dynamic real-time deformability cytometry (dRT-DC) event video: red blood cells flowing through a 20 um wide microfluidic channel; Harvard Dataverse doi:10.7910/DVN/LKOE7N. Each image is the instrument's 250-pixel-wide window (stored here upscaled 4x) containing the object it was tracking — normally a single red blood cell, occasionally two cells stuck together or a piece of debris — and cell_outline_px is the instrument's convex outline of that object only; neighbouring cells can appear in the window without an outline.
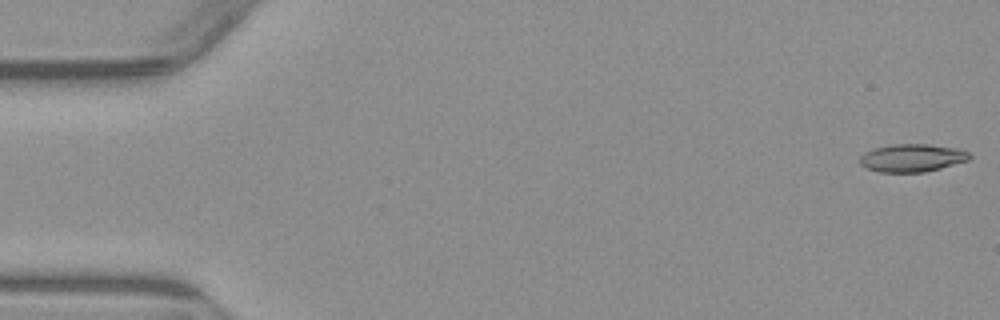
{"species": "common noctule bat (a hibernating species)", "species_latin": "Nyctalus noctula", "temperature_condition": "warm", "stored_images_in_passage": 5, "camera_frame_rate_fps": 3000, "um_per_image_px": 0.085, "animal": {"sex": "male", "body_mass_g": 23.1, "forearm_length_mm": 52.7}, "frame": {"image": 1, "passage_image": 1, "time_ms": 0.0, "image_size_px": [1000, 320], "cell_outline_px": [[972, 156], [968, 160], [940, 168], [924, 172], [880, 172], [868, 168], [860, 164], [860, 156], [864, 152], [872, 148], [892, 144], [928, 144], [964, 148]], "centroid_in_image_um": [77.55, 13.4], "position_along_channel_um": 7.4, "area_um2": 17.98}}
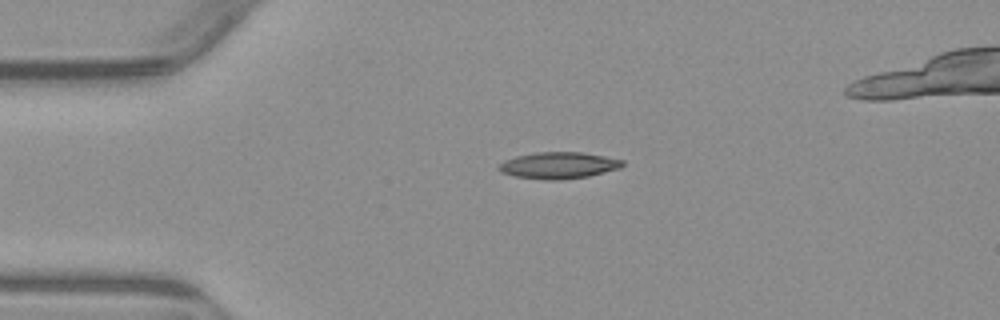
{"frame": {"image": 2, "passage_image": 4, "time_ms": 3.667, "image_size_px": [1000, 320], "cell_outline_px": [[624, 164], [620, 168], [588, 176], [556, 180], [544, 180], [516, 176], [500, 172], [496, 168], [504, 160], [516, 156], [536, 152], [580, 152], [604, 156], [624, 160]], "centroid_in_image_um": [47.46, 14.05], "position_along_channel_um": 37.5, "area_um2": 19.07}}